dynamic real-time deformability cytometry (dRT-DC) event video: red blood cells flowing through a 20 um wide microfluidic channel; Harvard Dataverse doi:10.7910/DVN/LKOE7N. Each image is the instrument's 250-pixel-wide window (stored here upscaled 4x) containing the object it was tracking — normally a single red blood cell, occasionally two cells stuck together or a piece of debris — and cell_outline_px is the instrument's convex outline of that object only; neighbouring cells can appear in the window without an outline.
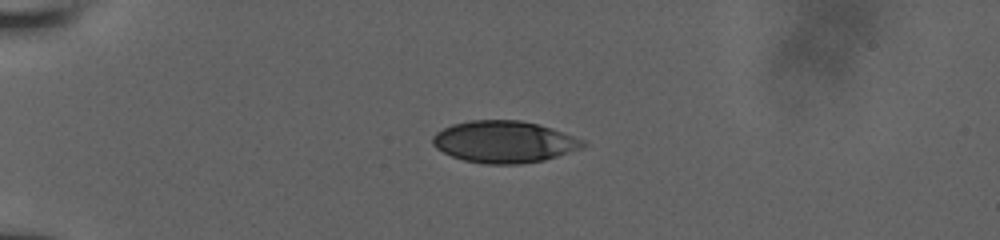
{"species": "human", "species_latin": "Homo sapiens", "temperature_condition": "room temperature", "stored_images_in_passage": 21, "camera_frame_rate_fps": 3000, "um_per_image_px": 0.085, "donor": {"sex": "male"}, "frame": {"image": 1, "passage_image": 1, "time_ms": 0.0, "image_size_px": [1000, 240], "cell_outline_px": [[588, 144], [584, 148], [544, 160], [520, 164], [484, 164], [464, 160], [452, 156], [436, 148], [432, 144], [432, 136], [436, 132], [452, 124], [468, 120], [520, 120], [552, 128], [584, 140]], "centroid_in_image_um": [42.86, 12.05], "position_along_channel_um": 42.1, "area_um2": 36.76}}
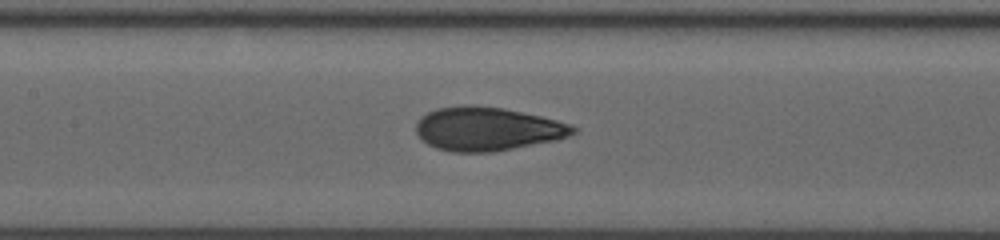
{"frame": {"image": 2, "passage_image": 12, "time_ms": 4.333, "image_size_px": [1000, 240], "cell_outline_px": [[576, 132], [568, 136], [556, 140], [492, 152], [452, 152], [436, 148], [428, 144], [416, 132], [416, 124], [420, 116], [436, 108], [460, 104], [476, 104], [504, 108], [540, 116], [572, 124], [576, 128]], "centroid_in_image_um": [41.4, 10.94], "position_along_channel_um": 166.0, "area_um2": 40.11}}
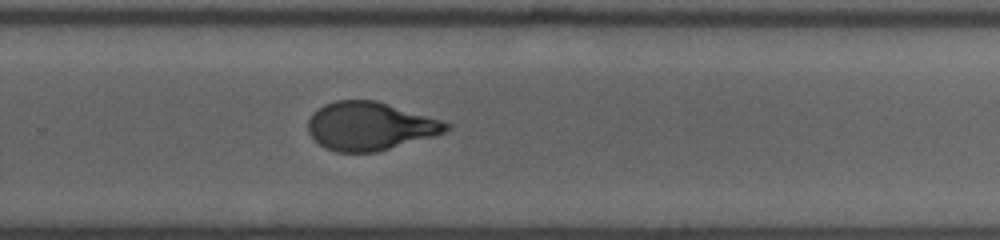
{"frame": {"image": 3, "passage_image": 21, "time_ms": 7.667, "image_size_px": [1000, 240], "cell_outline_px": [[452, 128], [436, 136], [376, 152], [336, 152], [320, 144], [308, 132], [308, 120], [312, 112], [324, 104], [336, 100], [376, 100], [440, 120], [452, 124]], "centroid_in_image_um": [31.45, 10.72], "position_along_channel_um": 298.3, "area_um2": 38.78}}